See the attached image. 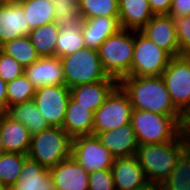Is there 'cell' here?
Wrapping results in <instances>:
<instances>
[{"instance_id":"9a60e30c","label":"cell","mask_w":190,"mask_h":190,"mask_svg":"<svg viewBox=\"0 0 190 190\" xmlns=\"http://www.w3.org/2000/svg\"><path fill=\"white\" fill-rule=\"evenodd\" d=\"M30 31L23 8L18 2L0 3V45L28 36Z\"/></svg>"},{"instance_id":"cb8c5ba5","label":"cell","mask_w":190,"mask_h":190,"mask_svg":"<svg viewBox=\"0 0 190 190\" xmlns=\"http://www.w3.org/2000/svg\"><path fill=\"white\" fill-rule=\"evenodd\" d=\"M6 114L27 127L31 135L50 128L33 100L8 107Z\"/></svg>"},{"instance_id":"ba28073f","label":"cell","mask_w":190,"mask_h":190,"mask_svg":"<svg viewBox=\"0 0 190 190\" xmlns=\"http://www.w3.org/2000/svg\"><path fill=\"white\" fill-rule=\"evenodd\" d=\"M162 78L173 105L186 118L190 114V55L172 57Z\"/></svg>"},{"instance_id":"1f68e13d","label":"cell","mask_w":190,"mask_h":190,"mask_svg":"<svg viewBox=\"0 0 190 190\" xmlns=\"http://www.w3.org/2000/svg\"><path fill=\"white\" fill-rule=\"evenodd\" d=\"M7 110L8 107L33 100L36 87L27 76H22L7 83Z\"/></svg>"},{"instance_id":"83f0119b","label":"cell","mask_w":190,"mask_h":190,"mask_svg":"<svg viewBox=\"0 0 190 190\" xmlns=\"http://www.w3.org/2000/svg\"><path fill=\"white\" fill-rule=\"evenodd\" d=\"M1 52L13 57L24 68L35 63L40 58L28 36L15 38L4 43L1 45Z\"/></svg>"},{"instance_id":"4fadbf2b","label":"cell","mask_w":190,"mask_h":190,"mask_svg":"<svg viewBox=\"0 0 190 190\" xmlns=\"http://www.w3.org/2000/svg\"><path fill=\"white\" fill-rule=\"evenodd\" d=\"M49 171L54 190H89V173L72 156Z\"/></svg>"},{"instance_id":"603a6c76","label":"cell","mask_w":190,"mask_h":190,"mask_svg":"<svg viewBox=\"0 0 190 190\" xmlns=\"http://www.w3.org/2000/svg\"><path fill=\"white\" fill-rule=\"evenodd\" d=\"M93 115L89 107L79 105L70 97L62 128L71 138L92 135Z\"/></svg>"},{"instance_id":"836d02e7","label":"cell","mask_w":190,"mask_h":190,"mask_svg":"<svg viewBox=\"0 0 190 190\" xmlns=\"http://www.w3.org/2000/svg\"><path fill=\"white\" fill-rule=\"evenodd\" d=\"M25 72V68L13 57L0 52V77L6 82H10Z\"/></svg>"},{"instance_id":"2e32d148","label":"cell","mask_w":190,"mask_h":190,"mask_svg":"<svg viewBox=\"0 0 190 190\" xmlns=\"http://www.w3.org/2000/svg\"><path fill=\"white\" fill-rule=\"evenodd\" d=\"M24 74L36 87L65 84L63 64L58 57H40L25 68Z\"/></svg>"},{"instance_id":"9c48e42d","label":"cell","mask_w":190,"mask_h":190,"mask_svg":"<svg viewBox=\"0 0 190 190\" xmlns=\"http://www.w3.org/2000/svg\"><path fill=\"white\" fill-rule=\"evenodd\" d=\"M132 112L133 107L128 95L118 85L94 112L92 135L127 125Z\"/></svg>"},{"instance_id":"3957f363","label":"cell","mask_w":190,"mask_h":190,"mask_svg":"<svg viewBox=\"0 0 190 190\" xmlns=\"http://www.w3.org/2000/svg\"><path fill=\"white\" fill-rule=\"evenodd\" d=\"M130 123L139 145L160 144L174 141L183 132L185 117L133 109Z\"/></svg>"},{"instance_id":"44dd1931","label":"cell","mask_w":190,"mask_h":190,"mask_svg":"<svg viewBox=\"0 0 190 190\" xmlns=\"http://www.w3.org/2000/svg\"><path fill=\"white\" fill-rule=\"evenodd\" d=\"M122 29L141 31L154 16L148 0H118Z\"/></svg>"},{"instance_id":"60d3db41","label":"cell","mask_w":190,"mask_h":190,"mask_svg":"<svg viewBox=\"0 0 190 190\" xmlns=\"http://www.w3.org/2000/svg\"><path fill=\"white\" fill-rule=\"evenodd\" d=\"M183 131L187 139L188 148L190 149V114L185 118Z\"/></svg>"},{"instance_id":"ee69618b","label":"cell","mask_w":190,"mask_h":190,"mask_svg":"<svg viewBox=\"0 0 190 190\" xmlns=\"http://www.w3.org/2000/svg\"><path fill=\"white\" fill-rule=\"evenodd\" d=\"M0 190H9L7 187H5V186H2L1 184H0Z\"/></svg>"},{"instance_id":"ab89813d","label":"cell","mask_w":190,"mask_h":190,"mask_svg":"<svg viewBox=\"0 0 190 190\" xmlns=\"http://www.w3.org/2000/svg\"><path fill=\"white\" fill-rule=\"evenodd\" d=\"M134 190H161V184L147 181Z\"/></svg>"},{"instance_id":"f546056e","label":"cell","mask_w":190,"mask_h":190,"mask_svg":"<svg viewBox=\"0 0 190 190\" xmlns=\"http://www.w3.org/2000/svg\"><path fill=\"white\" fill-rule=\"evenodd\" d=\"M27 155L4 152L0 156V184L8 189L19 179Z\"/></svg>"},{"instance_id":"7c38bea8","label":"cell","mask_w":190,"mask_h":190,"mask_svg":"<svg viewBox=\"0 0 190 190\" xmlns=\"http://www.w3.org/2000/svg\"><path fill=\"white\" fill-rule=\"evenodd\" d=\"M140 32L172 57L183 55L180 52L173 17L169 15H154Z\"/></svg>"},{"instance_id":"5b68a950","label":"cell","mask_w":190,"mask_h":190,"mask_svg":"<svg viewBox=\"0 0 190 190\" xmlns=\"http://www.w3.org/2000/svg\"><path fill=\"white\" fill-rule=\"evenodd\" d=\"M72 138L60 127H50L31 137L27 157L50 169L71 156Z\"/></svg>"},{"instance_id":"d6a6232c","label":"cell","mask_w":190,"mask_h":190,"mask_svg":"<svg viewBox=\"0 0 190 190\" xmlns=\"http://www.w3.org/2000/svg\"><path fill=\"white\" fill-rule=\"evenodd\" d=\"M55 23L67 28L70 22H83L77 3L71 0L54 1Z\"/></svg>"},{"instance_id":"277c9868","label":"cell","mask_w":190,"mask_h":190,"mask_svg":"<svg viewBox=\"0 0 190 190\" xmlns=\"http://www.w3.org/2000/svg\"><path fill=\"white\" fill-rule=\"evenodd\" d=\"M100 61L109 77L118 82L130 76L134 52V31L120 29L108 37L98 49Z\"/></svg>"},{"instance_id":"7402d4cb","label":"cell","mask_w":190,"mask_h":190,"mask_svg":"<svg viewBox=\"0 0 190 190\" xmlns=\"http://www.w3.org/2000/svg\"><path fill=\"white\" fill-rule=\"evenodd\" d=\"M121 29L118 17L83 19L82 34L87 48L98 50L100 45Z\"/></svg>"},{"instance_id":"8fae6325","label":"cell","mask_w":190,"mask_h":190,"mask_svg":"<svg viewBox=\"0 0 190 190\" xmlns=\"http://www.w3.org/2000/svg\"><path fill=\"white\" fill-rule=\"evenodd\" d=\"M71 156L88 173L111 169L115 159L96 135L72 138Z\"/></svg>"},{"instance_id":"f1b7e54d","label":"cell","mask_w":190,"mask_h":190,"mask_svg":"<svg viewBox=\"0 0 190 190\" xmlns=\"http://www.w3.org/2000/svg\"><path fill=\"white\" fill-rule=\"evenodd\" d=\"M161 190H190L189 148L181 154L168 178L161 183Z\"/></svg>"},{"instance_id":"f35d334b","label":"cell","mask_w":190,"mask_h":190,"mask_svg":"<svg viewBox=\"0 0 190 190\" xmlns=\"http://www.w3.org/2000/svg\"><path fill=\"white\" fill-rule=\"evenodd\" d=\"M7 83L0 77V114L7 112Z\"/></svg>"},{"instance_id":"e0dca14e","label":"cell","mask_w":190,"mask_h":190,"mask_svg":"<svg viewBox=\"0 0 190 190\" xmlns=\"http://www.w3.org/2000/svg\"><path fill=\"white\" fill-rule=\"evenodd\" d=\"M111 172L115 190H134L147 182L136 155L115 158Z\"/></svg>"},{"instance_id":"d590c367","label":"cell","mask_w":190,"mask_h":190,"mask_svg":"<svg viewBox=\"0 0 190 190\" xmlns=\"http://www.w3.org/2000/svg\"><path fill=\"white\" fill-rule=\"evenodd\" d=\"M89 190H115L111 169L89 173Z\"/></svg>"},{"instance_id":"52a82bcc","label":"cell","mask_w":190,"mask_h":190,"mask_svg":"<svg viewBox=\"0 0 190 190\" xmlns=\"http://www.w3.org/2000/svg\"><path fill=\"white\" fill-rule=\"evenodd\" d=\"M172 56L149 40L140 31H134V52L130 76H162Z\"/></svg>"},{"instance_id":"7a4b0ae2","label":"cell","mask_w":190,"mask_h":190,"mask_svg":"<svg viewBox=\"0 0 190 190\" xmlns=\"http://www.w3.org/2000/svg\"><path fill=\"white\" fill-rule=\"evenodd\" d=\"M187 148L188 143L184 131L174 141L139 145L136 156L146 180L158 184L163 183Z\"/></svg>"},{"instance_id":"4316f807","label":"cell","mask_w":190,"mask_h":190,"mask_svg":"<svg viewBox=\"0 0 190 190\" xmlns=\"http://www.w3.org/2000/svg\"><path fill=\"white\" fill-rule=\"evenodd\" d=\"M83 22H70L67 28L59 27L56 41V57L62 58L86 48L82 34Z\"/></svg>"},{"instance_id":"f6af8a7d","label":"cell","mask_w":190,"mask_h":190,"mask_svg":"<svg viewBox=\"0 0 190 190\" xmlns=\"http://www.w3.org/2000/svg\"><path fill=\"white\" fill-rule=\"evenodd\" d=\"M52 1H60V0H52ZM71 1H73V2H75V3L78 2V0H71Z\"/></svg>"},{"instance_id":"8992f818","label":"cell","mask_w":190,"mask_h":190,"mask_svg":"<svg viewBox=\"0 0 190 190\" xmlns=\"http://www.w3.org/2000/svg\"><path fill=\"white\" fill-rule=\"evenodd\" d=\"M65 76V85L71 89L82 84H91L109 77L100 61L99 52L92 48H82L73 54L61 58Z\"/></svg>"},{"instance_id":"e575fe53","label":"cell","mask_w":190,"mask_h":190,"mask_svg":"<svg viewBox=\"0 0 190 190\" xmlns=\"http://www.w3.org/2000/svg\"><path fill=\"white\" fill-rule=\"evenodd\" d=\"M174 21L180 52L190 55V15L174 18Z\"/></svg>"},{"instance_id":"d4e9b609","label":"cell","mask_w":190,"mask_h":190,"mask_svg":"<svg viewBox=\"0 0 190 190\" xmlns=\"http://www.w3.org/2000/svg\"><path fill=\"white\" fill-rule=\"evenodd\" d=\"M30 29H35L55 22L54 1L52 0H20Z\"/></svg>"},{"instance_id":"8d00e7d4","label":"cell","mask_w":190,"mask_h":190,"mask_svg":"<svg viewBox=\"0 0 190 190\" xmlns=\"http://www.w3.org/2000/svg\"><path fill=\"white\" fill-rule=\"evenodd\" d=\"M168 15L173 18L190 15V0H172Z\"/></svg>"},{"instance_id":"4dcf8cb0","label":"cell","mask_w":190,"mask_h":190,"mask_svg":"<svg viewBox=\"0 0 190 190\" xmlns=\"http://www.w3.org/2000/svg\"><path fill=\"white\" fill-rule=\"evenodd\" d=\"M79 15L83 19L118 17V0H78Z\"/></svg>"},{"instance_id":"74e56055","label":"cell","mask_w":190,"mask_h":190,"mask_svg":"<svg viewBox=\"0 0 190 190\" xmlns=\"http://www.w3.org/2000/svg\"><path fill=\"white\" fill-rule=\"evenodd\" d=\"M154 15H168L172 0H148Z\"/></svg>"},{"instance_id":"5bb4252c","label":"cell","mask_w":190,"mask_h":190,"mask_svg":"<svg viewBox=\"0 0 190 190\" xmlns=\"http://www.w3.org/2000/svg\"><path fill=\"white\" fill-rule=\"evenodd\" d=\"M96 137L114 158L134 156L139 147L131 123L117 129L98 132Z\"/></svg>"},{"instance_id":"484cf974","label":"cell","mask_w":190,"mask_h":190,"mask_svg":"<svg viewBox=\"0 0 190 190\" xmlns=\"http://www.w3.org/2000/svg\"><path fill=\"white\" fill-rule=\"evenodd\" d=\"M58 35L59 26L53 22L32 29L28 37L40 57H55Z\"/></svg>"},{"instance_id":"7bdbcfd3","label":"cell","mask_w":190,"mask_h":190,"mask_svg":"<svg viewBox=\"0 0 190 190\" xmlns=\"http://www.w3.org/2000/svg\"><path fill=\"white\" fill-rule=\"evenodd\" d=\"M20 0H0V3L19 2Z\"/></svg>"},{"instance_id":"30bf717a","label":"cell","mask_w":190,"mask_h":190,"mask_svg":"<svg viewBox=\"0 0 190 190\" xmlns=\"http://www.w3.org/2000/svg\"><path fill=\"white\" fill-rule=\"evenodd\" d=\"M70 89L65 85L36 88L33 102L50 127H63Z\"/></svg>"},{"instance_id":"ffe728a7","label":"cell","mask_w":190,"mask_h":190,"mask_svg":"<svg viewBox=\"0 0 190 190\" xmlns=\"http://www.w3.org/2000/svg\"><path fill=\"white\" fill-rule=\"evenodd\" d=\"M9 190H54L49 169L27 157L19 179Z\"/></svg>"},{"instance_id":"6da1fadb","label":"cell","mask_w":190,"mask_h":190,"mask_svg":"<svg viewBox=\"0 0 190 190\" xmlns=\"http://www.w3.org/2000/svg\"><path fill=\"white\" fill-rule=\"evenodd\" d=\"M118 85L128 95L133 109L165 116H183L173 105L162 76H126Z\"/></svg>"},{"instance_id":"b9f144b4","label":"cell","mask_w":190,"mask_h":190,"mask_svg":"<svg viewBox=\"0 0 190 190\" xmlns=\"http://www.w3.org/2000/svg\"><path fill=\"white\" fill-rule=\"evenodd\" d=\"M4 153V147H3V143H2V136H1V132H0V156Z\"/></svg>"},{"instance_id":"d6986e66","label":"cell","mask_w":190,"mask_h":190,"mask_svg":"<svg viewBox=\"0 0 190 190\" xmlns=\"http://www.w3.org/2000/svg\"><path fill=\"white\" fill-rule=\"evenodd\" d=\"M0 132L4 152L27 155L32 137L27 127L3 113L0 114Z\"/></svg>"},{"instance_id":"ac0fdd59","label":"cell","mask_w":190,"mask_h":190,"mask_svg":"<svg viewBox=\"0 0 190 190\" xmlns=\"http://www.w3.org/2000/svg\"><path fill=\"white\" fill-rule=\"evenodd\" d=\"M117 86L118 81L115 79L82 84L70 89V97L79 105L89 107L94 113Z\"/></svg>"}]
</instances>
